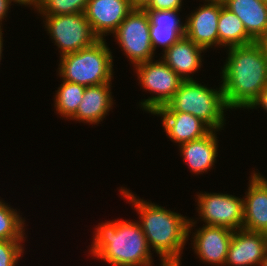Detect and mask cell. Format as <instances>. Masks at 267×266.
<instances>
[{"label":"cell","mask_w":267,"mask_h":266,"mask_svg":"<svg viewBox=\"0 0 267 266\" xmlns=\"http://www.w3.org/2000/svg\"><path fill=\"white\" fill-rule=\"evenodd\" d=\"M221 85L229 109L247 108L267 86V60L258 42L228 47Z\"/></svg>","instance_id":"2"},{"label":"cell","mask_w":267,"mask_h":266,"mask_svg":"<svg viewBox=\"0 0 267 266\" xmlns=\"http://www.w3.org/2000/svg\"><path fill=\"white\" fill-rule=\"evenodd\" d=\"M133 9L130 0H88L84 14L94 34L104 39L107 33L116 31Z\"/></svg>","instance_id":"11"},{"label":"cell","mask_w":267,"mask_h":266,"mask_svg":"<svg viewBox=\"0 0 267 266\" xmlns=\"http://www.w3.org/2000/svg\"><path fill=\"white\" fill-rule=\"evenodd\" d=\"M243 198V229L267 234V179L255 171Z\"/></svg>","instance_id":"14"},{"label":"cell","mask_w":267,"mask_h":266,"mask_svg":"<svg viewBox=\"0 0 267 266\" xmlns=\"http://www.w3.org/2000/svg\"><path fill=\"white\" fill-rule=\"evenodd\" d=\"M260 266H267V252L264 256V259L262 260V262L260 263Z\"/></svg>","instance_id":"33"},{"label":"cell","mask_w":267,"mask_h":266,"mask_svg":"<svg viewBox=\"0 0 267 266\" xmlns=\"http://www.w3.org/2000/svg\"><path fill=\"white\" fill-rule=\"evenodd\" d=\"M109 50L105 39H99L89 47L61 56L59 76L85 87L111 83L113 56Z\"/></svg>","instance_id":"5"},{"label":"cell","mask_w":267,"mask_h":266,"mask_svg":"<svg viewBox=\"0 0 267 266\" xmlns=\"http://www.w3.org/2000/svg\"><path fill=\"white\" fill-rule=\"evenodd\" d=\"M194 232V253L203 262L217 266L225 265L234 231L223 226L204 225Z\"/></svg>","instance_id":"12"},{"label":"cell","mask_w":267,"mask_h":266,"mask_svg":"<svg viewBox=\"0 0 267 266\" xmlns=\"http://www.w3.org/2000/svg\"><path fill=\"white\" fill-rule=\"evenodd\" d=\"M112 83H104L96 86L85 87V91L76 114L71 120L82 123L98 124L112 109L113 97L111 92Z\"/></svg>","instance_id":"18"},{"label":"cell","mask_w":267,"mask_h":266,"mask_svg":"<svg viewBox=\"0 0 267 266\" xmlns=\"http://www.w3.org/2000/svg\"><path fill=\"white\" fill-rule=\"evenodd\" d=\"M42 17L47 33L60 48V57L89 47L99 40L84 13Z\"/></svg>","instance_id":"7"},{"label":"cell","mask_w":267,"mask_h":266,"mask_svg":"<svg viewBox=\"0 0 267 266\" xmlns=\"http://www.w3.org/2000/svg\"><path fill=\"white\" fill-rule=\"evenodd\" d=\"M205 49L196 45L186 36L173 43L162 55L163 61L182 79L193 80L190 74L195 73L202 65L201 53Z\"/></svg>","instance_id":"17"},{"label":"cell","mask_w":267,"mask_h":266,"mask_svg":"<svg viewBox=\"0 0 267 266\" xmlns=\"http://www.w3.org/2000/svg\"><path fill=\"white\" fill-rule=\"evenodd\" d=\"M197 211L205 225L223 226L233 231L243 229V199L223 193L197 195Z\"/></svg>","instance_id":"9"},{"label":"cell","mask_w":267,"mask_h":266,"mask_svg":"<svg viewBox=\"0 0 267 266\" xmlns=\"http://www.w3.org/2000/svg\"><path fill=\"white\" fill-rule=\"evenodd\" d=\"M267 252V234L245 229L234 231L226 266H260Z\"/></svg>","instance_id":"13"},{"label":"cell","mask_w":267,"mask_h":266,"mask_svg":"<svg viewBox=\"0 0 267 266\" xmlns=\"http://www.w3.org/2000/svg\"><path fill=\"white\" fill-rule=\"evenodd\" d=\"M150 23L152 48L164 47L165 52L173 43L185 36V23L180 21L178 10H145Z\"/></svg>","instance_id":"15"},{"label":"cell","mask_w":267,"mask_h":266,"mask_svg":"<svg viewBox=\"0 0 267 266\" xmlns=\"http://www.w3.org/2000/svg\"><path fill=\"white\" fill-rule=\"evenodd\" d=\"M162 116V126L170 140L179 145L207 135L212 129L201 119L185 112H153Z\"/></svg>","instance_id":"16"},{"label":"cell","mask_w":267,"mask_h":266,"mask_svg":"<svg viewBox=\"0 0 267 266\" xmlns=\"http://www.w3.org/2000/svg\"><path fill=\"white\" fill-rule=\"evenodd\" d=\"M219 46L228 48L245 46L256 42L246 31L242 21L227 9L221 0V11L218 20Z\"/></svg>","instance_id":"21"},{"label":"cell","mask_w":267,"mask_h":266,"mask_svg":"<svg viewBox=\"0 0 267 266\" xmlns=\"http://www.w3.org/2000/svg\"><path fill=\"white\" fill-rule=\"evenodd\" d=\"M183 160L195 174L210 170L218 156V139L216 130H211L202 138L179 145Z\"/></svg>","instance_id":"19"},{"label":"cell","mask_w":267,"mask_h":266,"mask_svg":"<svg viewBox=\"0 0 267 266\" xmlns=\"http://www.w3.org/2000/svg\"><path fill=\"white\" fill-rule=\"evenodd\" d=\"M0 199V240H24L25 220Z\"/></svg>","instance_id":"23"},{"label":"cell","mask_w":267,"mask_h":266,"mask_svg":"<svg viewBox=\"0 0 267 266\" xmlns=\"http://www.w3.org/2000/svg\"><path fill=\"white\" fill-rule=\"evenodd\" d=\"M3 33H2V28L0 27V61L2 59V51H3Z\"/></svg>","instance_id":"32"},{"label":"cell","mask_w":267,"mask_h":266,"mask_svg":"<svg viewBox=\"0 0 267 266\" xmlns=\"http://www.w3.org/2000/svg\"><path fill=\"white\" fill-rule=\"evenodd\" d=\"M223 5L242 21L257 42L267 36V2L262 0H222Z\"/></svg>","instance_id":"20"},{"label":"cell","mask_w":267,"mask_h":266,"mask_svg":"<svg viewBox=\"0 0 267 266\" xmlns=\"http://www.w3.org/2000/svg\"><path fill=\"white\" fill-rule=\"evenodd\" d=\"M181 264H162L161 266H180Z\"/></svg>","instance_id":"34"},{"label":"cell","mask_w":267,"mask_h":266,"mask_svg":"<svg viewBox=\"0 0 267 266\" xmlns=\"http://www.w3.org/2000/svg\"><path fill=\"white\" fill-rule=\"evenodd\" d=\"M151 0H130V3L133 8H145Z\"/></svg>","instance_id":"30"},{"label":"cell","mask_w":267,"mask_h":266,"mask_svg":"<svg viewBox=\"0 0 267 266\" xmlns=\"http://www.w3.org/2000/svg\"><path fill=\"white\" fill-rule=\"evenodd\" d=\"M257 42L259 43V45L263 49L265 58L267 60V36L259 39Z\"/></svg>","instance_id":"31"},{"label":"cell","mask_w":267,"mask_h":266,"mask_svg":"<svg viewBox=\"0 0 267 266\" xmlns=\"http://www.w3.org/2000/svg\"><path fill=\"white\" fill-rule=\"evenodd\" d=\"M11 2H14V3H18L19 5H26V6H32V8L34 9H38V7L40 6V3H41V0H11Z\"/></svg>","instance_id":"29"},{"label":"cell","mask_w":267,"mask_h":266,"mask_svg":"<svg viewBox=\"0 0 267 266\" xmlns=\"http://www.w3.org/2000/svg\"><path fill=\"white\" fill-rule=\"evenodd\" d=\"M11 0H0V27L2 26V21L7 17L8 10H10Z\"/></svg>","instance_id":"28"},{"label":"cell","mask_w":267,"mask_h":266,"mask_svg":"<svg viewBox=\"0 0 267 266\" xmlns=\"http://www.w3.org/2000/svg\"><path fill=\"white\" fill-rule=\"evenodd\" d=\"M134 68L141 87L156 94L140 102L142 110L151 114L159 107L166 105L184 81L162 59L155 62L146 61Z\"/></svg>","instance_id":"6"},{"label":"cell","mask_w":267,"mask_h":266,"mask_svg":"<svg viewBox=\"0 0 267 266\" xmlns=\"http://www.w3.org/2000/svg\"><path fill=\"white\" fill-rule=\"evenodd\" d=\"M204 4L192 12L185 22V36L205 49L219 46L218 20L221 0H204ZM208 2V3H207Z\"/></svg>","instance_id":"10"},{"label":"cell","mask_w":267,"mask_h":266,"mask_svg":"<svg viewBox=\"0 0 267 266\" xmlns=\"http://www.w3.org/2000/svg\"><path fill=\"white\" fill-rule=\"evenodd\" d=\"M23 240H0V266H16L24 247Z\"/></svg>","instance_id":"25"},{"label":"cell","mask_w":267,"mask_h":266,"mask_svg":"<svg viewBox=\"0 0 267 266\" xmlns=\"http://www.w3.org/2000/svg\"><path fill=\"white\" fill-rule=\"evenodd\" d=\"M92 256L112 266H152V254L139 222L114 220L98 224Z\"/></svg>","instance_id":"3"},{"label":"cell","mask_w":267,"mask_h":266,"mask_svg":"<svg viewBox=\"0 0 267 266\" xmlns=\"http://www.w3.org/2000/svg\"><path fill=\"white\" fill-rule=\"evenodd\" d=\"M113 34L134 66L154 59L150 23L144 9L134 8Z\"/></svg>","instance_id":"8"},{"label":"cell","mask_w":267,"mask_h":266,"mask_svg":"<svg viewBox=\"0 0 267 266\" xmlns=\"http://www.w3.org/2000/svg\"><path fill=\"white\" fill-rule=\"evenodd\" d=\"M183 0H151L144 10H178Z\"/></svg>","instance_id":"26"},{"label":"cell","mask_w":267,"mask_h":266,"mask_svg":"<svg viewBox=\"0 0 267 266\" xmlns=\"http://www.w3.org/2000/svg\"><path fill=\"white\" fill-rule=\"evenodd\" d=\"M262 107L267 112V86L260 92L258 99L251 105L250 109Z\"/></svg>","instance_id":"27"},{"label":"cell","mask_w":267,"mask_h":266,"mask_svg":"<svg viewBox=\"0 0 267 266\" xmlns=\"http://www.w3.org/2000/svg\"><path fill=\"white\" fill-rule=\"evenodd\" d=\"M88 0H41L37 12L41 15H71L84 13Z\"/></svg>","instance_id":"24"},{"label":"cell","mask_w":267,"mask_h":266,"mask_svg":"<svg viewBox=\"0 0 267 266\" xmlns=\"http://www.w3.org/2000/svg\"><path fill=\"white\" fill-rule=\"evenodd\" d=\"M62 82L56 91L54 106L60 116L71 119L77 112L78 105L85 91V86L64 80Z\"/></svg>","instance_id":"22"},{"label":"cell","mask_w":267,"mask_h":266,"mask_svg":"<svg viewBox=\"0 0 267 266\" xmlns=\"http://www.w3.org/2000/svg\"><path fill=\"white\" fill-rule=\"evenodd\" d=\"M226 106L222 87L210 89L196 80H184L173 97L154 112H185L205 122L212 130H222Z\"/></svg>","instance_id":"4"},{"label":"cell","mask_w":267,"mask_h":266,"mask_svg":"<svg viewBox=\"0 0 267 266\" xmlns=\"http://www.w3.org/2000/svg\"><path fill=\"white\" fill-rule=\"evenodd\" d=\"M120 193L127 198L139 214V224L146 236L149 249L153 248L161 258V264H181L182 249L191 234L194 220L179 213L144 201L127 190L120 188Z\"/></svg>","instance_id":"1"}]
</instances>
